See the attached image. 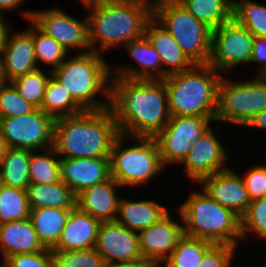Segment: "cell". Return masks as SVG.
<instances>
[{
  "label": "cell",
  "instance_id": "9a60e30c",
  "mask_svg": "<svg viewBox=\"0 0 266 267\" xmlns=\"http://www.w3.org/2000/svg\"><path fill=\"white\" fill-rule=\"evenodd\" d=\"M211 127L199 138L186 158L180 163L190 181L198 183L203 177L226 170L228 153Z\"/></svg>",
  "mask_w": 266,
  "mask_h": 267
},
{
  "label": "cell",
  "instance_id": "681fc988",
  "mask_svg": "<svg viewBox=\"0 0 266 267\" xmlns=\"http://www.w3.org/2000/svg\"><path fill=\"white\" fill-rule=\"evenodd\" d=\"M7 81L2 74L1 58H0V91Z\"/></svg>",
  "mask_w": 266,
  "mask_h": 267
},
{
  "label": "cell",
  "instance_id": "7dc6e473",
  "mask_svg": "<svg viewBox=\"0 0 266 267\" xmlns=\"http://www.w3.org/2000/svg\"><path fill=\"white\" fill-rule=\"evenodd\" d=\"M26 0H0V14L3 15L5 11H16Z\"/></svg>",
  "mask_w": 266,
  "mask_h": 267
},
{
  "label": "cell",
  "instance_id": "ac0fdd59",
  "mask_svg": "<svg viewBox=\"0 0 266 267\" xmlns=\"http://www.w3.org/2000/svg\"><path fill=\"white\" fill-rule=\"evenodd\" d=\"M231 167L203 177L197 184L213 200L233 211L240 218L246 212L249 199L245 181Z\"/></svg>",
  "mask_w": 266,
  "mask_h": 267
},
{
  "label": "cell",
  "instance_id": "603a6c76",
  "mask_svg": "<svg viewBox=\"0 0 266 267\" xmlns=\"http://www.w3.org/2000/svg\"><path fill=\"white\" fill-rule=\"evenodd\" d=\"M101 221L80 210L70 211L57 245L52 250L76 251L95 248Z\"/></svg>",
  "mask_w": 266,
  "mask_h": 267
},
{
  "label": "cell",
  "instance_id": "b9f144b4",
  "mask_svg": "<svg viewBox=\"0 0 266 267\" xmlns=\"http://www.w3.org/2000/svg\"><path fill=\"white\" fill-rule=\"evenodd\" d=\"M232 245H213L203 256L198 267H232L235 251Z\"/></svg>",
  "mask_w": 266,
  "mask_h": 267
},
{
  "label": "cell",
  "instance_id": "52a82bcc",
  "mask_svg": "<svg viewBox=\"0 0 266 267\" xmlns=\"http://www.w3.org/2000/svg\"><path fill=\"white\" fill-rule=\"evenodd\" d=\"M127 139L133 142L132 146L127 145ZM110 168L111 177L122 189L125 186L140 188L166 169L154 137H128L122 134L113 143Z\"/></svg>",
  "mask_w": 266,
  "mask_h": 267
},
{
  "label": "cell",
  "instance_id": "d6a6232c",
  "mask_svg": "<svg viewBox=\"0 0 266 267\" xmlns=\"http://www.w3.org/2000/svg\"><path fill=\"white\" fill-rule=\"evenodd\" d=\"M30 213L26 190L0 185V225L27 219Z\"/></svg>",
  "mask_w": 266,
  "mask_h": 267
},
{
  "label": "cell",
  "instance_id": "f5cc1de1",
  "mask_svg": "<svg viewBox=\"0 0 266 267\" xmlns=\"http://www.w3.org/2000/svg\"><path fill=\"white\" fill-rule=\"evenodd\" d=\"M79 1L81 4L85 3V2H89V0H77Z\"/></svg>",
  "mask_w": 266,
  "mask_h": 267
},
{
  "label": "cell",
  "instance_id": "ab89813d",
  "mask_svg": "<svg viewBox=\"0 0 266 267\" xmlns=\"http://www.w3.org/2000/svg\"><path fill=\"white\" fill-rule=\"evenodd\" d=\"M7 267H55L51 249L36 253L9 256L4 260Z\"/></svg>",
  "mask_w": 266,
  "mask_h": 267
},
{
  "label": "cell",
  "instance_id": "4fadbf2b",
  "mask_svg": "<svg viewBox=\"0 0 266 267\" xmlns=\"http://www.w3.org/2000/svg\"><path fill=\"white\" fill-rule=\"evenodd\" d=\"M22 18L31 20L43 33L54 38L69 54L91 51L88 39V20L80 21L66 11L54 6L43 10H23ZM79 50V51H78Z\"/></svg>",
  "mask_w": 266,
  "mask_h": 267
},
{
  "label": "cell",
  "instance_id": "3957f363",
  "mask_svg": "<svg viewBox=\"0 0 266 267\" xmlns=\"http://www.w3.org/2000/svg\"><path fill=\"white\" fill-rule=\"evenodd\" d=\"M120 135L110 108L55 119L53 148L62 158H110Z\"/></svg>",
  "mask_w": 266,
  "mask_h": 267
},
{
  "label": "cell",
  "instance_id": "e0dca14e",
  "mask_svg": "<svg viewBox=\"0 0 266 267\" xmlns=\"http://www.w3.org/2000/svg\"><path fill=\"white\" fill-rule=\"evenodd\" d=\"M26 30L7 33L4 47L1 51L2 74L7 82L38 69L33 42V22Z\"/></svg>",
  "mask_w": 266,
  "mask_h": 267
},
{
  "label": "cell",
  "instance_id": "484cf974",
  "mask_svg": "<svg viewBox=\"0 0 266 267\" xmlns=\"http://www.w3.org/2000/svg\"><path fill=\"white\" fill-rule=\"evenodd\" d=\"M71 210L51 207L31 209L29 218L44 248L52 250L57 245Z\"/></svg>",
  "mask_w": 266,
  "mask_h": 267
},
{
  "label": "cell",
  "instance_id": "30bf717a",
  "mask_svg": "<svg viewBox=\"0 0 266 267\" xmlns=\"http://www.w3.org/2000/svg\"><path fill=\"white\" fill-rule=\"evenodd\" d=\"M253 40L254 35L232 17L212 30L210 58L207 64L223 75H228L238 65H249Z\"/></svg>",
  "mask_w": 266,
  "mask_h": 267
},
{
  "label": "cell",
  "instance_id": "7c38bea8",
  "mask_svg": "<svg viewBox=\"0 0 266 267\" xmlns=\"http://www.w3.org/2000/svg\"><path fill=\"white\" fill-rule=\"evenodd\" d=\"M54 122L36 108L24 116L0 118V134L6 148L45 150L53 147Z\"/></svg>",
  "mask_w": 266,
  "mask_h": 267
},
{
  "label": "cell",
  "instance_id": "f907efd6",
  "mask_svg": "<svg viewBox=\"0 0 266 267\" xmlns=\"http://www.w3.org/2000/svg\"><path fill=\"white\" fill-rule=\"evenodd\" d=\"M6 149L3 138L1 137L0 134V158L2 157V155L4 154V150Z\"/></svg>",
  "mask_w": 266,
  "mask_h": 267
},
{
  "label": "cell",
  "instance_id": "f546056e",
  "mask_svg": "<svg viewBox=\"0 0 266 267\" xmlns=\"http://www.w3.org/2000/svg\"><path fill=\"white\" fill-rule=\"evenodd\" d=\"M40 109L54 119L79 114L84 111L52 75L47 82Z\"/></svg>",
  "mask_w": 266,
  "mask_h": 267
},
{
  "label": "cell",
  "instance_id": "4316f807",
  "mask_svg": "<svg viewBox=\"0 0 266 267\" xmlns=\"http://www.w3.org/2000/svg\"><path fill=\"white\" fill-rule=\"evenodd\" d=\"M31 209L76 207L77 195L62 181L54 184H29L26 187Z\"/></svg>",
  "mask_w": 266,
  "mask_h": 267
},
{
  "label": "cell",
  "instance_id": "8992f818",
  "mask_svg": "<svg viewBox=\"0 0 266 267\" xmlns=\"http://www.w3.org/2000/svg\"><path fill=\"white\" fill-rule=\"evenodd\" d=\"M191 190L177 208L182 216L184 234L215 245L237 246L242 240L241 218L213 200L200 187Z\"/></svg>",
  "mask_w": 266,
  "mask_h": 267
},
{
  "label": "cell",
  "instance_id": "9c48e42d",
  "mask_svg": "<svg viewBox=\"0 0 266 267\" xmlns=\"http://www.w3.org/2000/svg\"><path fill=\"white\" fill-rule=\"evenodd\" d=\"M161 23L194 64H207L211 51L212 29L196 19L178 1L166 2L153 9Z\"/></svg>",
  "mask_w": 266,
  "mask_h": 267
},
{
  "label": "cell",
  "instance_id": "ba28073f",
  "mask_svg": "<svg viewBox=\"0 0 266 267\" xmlns=\"http://www.w3.org/2000/svg\"><path fill=\"white\" fill-rule=\"evenodd\" d=\"M223 75L217 98L215 123L245 126L258 112L266 109V76L233 81ZM229 79V80H228Z\"/></svg>",
  "mask_w": 266,
  "mask_h": 267
},
{
  "label": "cell",
  "instance_id": "277c9868",
  "mask_svg": "<svg viewBox=\"0 0 266 267\" xmlns=\"http://www.w3.org/2000/svg\"><path fill=\"white\" fill-rule=\"evenodd\" d=\"M103 56L94 51L75 53L74 57L69 54L64 62L51 71V75L83 110L110 108L112 66ZM100 95L104 100L99 99Z\"/></svg>",
  "mask_w": 266,
  "mask_h": 267
},
{
  "label": "cell",
  "instance_id": "8d00e7d4",
  "mask_svg": "<svg viewBox=\"0 0 266 267\" xmlns=\"http://www.w3.org/2000/svg\"><path fill=\"white\" fill-rule=\"evenodd\" d=\"M249 232L254 233L258 240L266 243V197L251 201L241 217L242 240H248Z\"/></svg>",
  "mask_w": 266,
  "mask_h": 267
},
{
  "label": "cell",
  "instance_id": "e575fe53",
  "mask_svg": "<svg viewBox=\"0 0 266 267\" xmlns=\"http://www.w3.org/2000/svg\"><path fill=\"white\" fill-rule=\"evenodd\" d=\"M33 42L38 68L40 64L43 63L44 65H48V67L50 66L49 70L53 71L64 62L69 55L54 38L43 33L34 23Z\"/></svg>",
  "mask_w": 266,
  "mask_h": 267
},
{
  "label": "cell",
  "instance_id": "ffe728a7",
  "mask_svg": "<svg viewBox=\"0 0 266 267\" xmlns=\"http://www.w3.org/2000/svg\"><path fill=\"white\" fill-rule=\"evenodd\" d=\"M136 65L126 64L111 67V77L162 80L161 57L145 35L123 46ZM140 67H139V66Z\"/></svg>",
  "mask_w": 266,
  "mask_h": 267
},
{
  "label": "cell",
  "instance_id": "60d3db41",
  "mask_svg": "<svg viewBox=\"0 0 266 267\" xmlns=\"http://www.w3.org/2000/svg\"><path fill=\"white\" fill-rule=\"evenodd\" d=\"M242 177L251 201L266 197V165L258 164L248 167Z\"/></svg>",
  "mask_w": 266,
  "mask_h": 267
},
{
  "label": "cell",
  "instance_id": "7a4b0ae2",
  "mask_svg": "<svg viewBox=\"0 0 266 267\" xmlns=\"http://www.w3.org/2000/svg\"><path fill=\"white\" fill-rule=\"evenodd\" d=\"M83 5L90 9L86 16L91 51L100 54L142 37L153 16V10L138 0H91Z\"/></svg>",
  "mask_w": 266,
  "mask_h": 267
},
{
  "label": "cell",
  "instance_id": "bcb514c9",
  "mask_svg": "<svg viewBox=\"0 0 266 267\" xmlns=\"http://www.w3.org/2000/svg\"><path fill=\"white\" fill-rule=\"evenodd\" d=\"M105 267H154V266L147 260L141 259L133 262L106 263Z\"/></svg>",
  "mask_w": 266,
  "mask_h": 267
},
{
  "label": "cell",
  "instance_id": "d590c367",
  "mask_svg": "<svg viewBox=\"0 0 266 267\" xmlns=\"http://www.w3.org/2000/svg\"><path fill=\"white\" fill-rule=\"evenodd\" d=\"M50 76L51 71L49 69L45 73L42 68H38L33 72L10 81V83L26 101L36 108H40Z\"/></svg>",
  "mask_w": 266,
  "mask_h": 267
},
{
  "label": "cell",
  "instance_id": "2e32d148",
  "mask_svg": "<svg viewBox=\"0 0 266 267\" xmlns=\"http://www.w3.org/2000/svg\"><path fill=\"white\" fill-rule=\"evenodd\" d=\"M106 263L133 262L143 259L138 232L115 221H102L94 248Z\"/></svg>",
  "mask_w": 266,
  "mask_h": 267
},
{
  "label": "cell",
  "instance_id": "74e56055",
  "mask_svg": "<svg viewBox=\"0 0 266 267\" xmlns=\"http://www.w3.org/2000/svg\"><path fill=\"white\" fill-rule=\"evenodd\" d=\"M55 267H105L104 258L94 249L52 250Z\"/></svg>",
  "mask_w": 266,
  "mask_h": 267
},
{
  "label": "cell",
  "instance_id": "6da1fadb",
  "mask_svg": "<svg viewBox=\"0 0 266 267\" xmlns=\"http://www.w3.org/2000/svg\"><path fill=\"white\" fill-rule=\"evenodd\" d=\"M110 109L128 137H155L171 117L163 80L111 77Z\"/></svg>",
  "mask_w": 266,
  "mask_h": 267
},
{
  "label": "cell",
  "instance_id": "1f68e13d",
  "mask_svg": "<svg viewBox=\"0 0 266 267\" xmlns=\"http://www.w3.org/2000/svg\"><path fill=\"white\" fill-rule=\"evenodd\" d=\"M60 157L53 147L31 151L29 184H54L60 180Z\"/></svg>",
  "mask_w": 266,
  "mask_h": 267
},
{
  "label": "cell",
  "instance_id": "d4e9b609",
  "mask_svg": "<svg viewBox=\"0 0 266 267\" xmlns=\"http://www.w3.org/2000/svg\"><path fill=\"white\" fill-rule=\"evenodd\" d=\"M160 203L151 199L134 201L120 197L116 221L132 231L140 232L169 211L168 207Z\"/></svg>",
  "mask_w": 266,
  "mask_h": 267
},
{
  "label": "cell",
  "instance_id": "7402d4cb",
  "mask_svg": "<svg viewBox=\"0 0 266 267\" xmlns=\"http://www.w3.org/2000/svg\"><path fill=\"white\" fill-rule=\"evenodd\" d=\"M117 187L122 188L113 177L88 187L77 194L76 206L101 222L115 221L121 197Z\"/></svg>",
  "mask_w": 266,
  "mask_h": 267
},
{
  "label": "cell",
  "instance_id": "ee69618b",
  "mask_svg": "<svg viewBox=\"0 0 266 267\" xmlns=\"http://www.w3.org/2000/svg\"><path fill=\"white\" fill-rule=\"evenodd\" d=\"M245 126L249 128L266 130V109L255 114Z\"/></svg>",
  "mask_w": 266,
  "mask_h": 267
},
{
  "label": "cell",
  "instance_id": "836d02e7",
  "mask_svg": "<svg viewBox=\"0 0 266 267\" xmlns=\"http://www.w3.org/2000/svg\"><path fill=\"white\" fill-rule=\"evenodd\" d=\"M232 17L254 36L266 37V5L254 0H233Z\"/></svg>",
  "mask_w": 266,
  "mask_h": 267
},
{
  "label": "cell",
  "instance_id": "816d5d0a",
  "mask_svg": "<svg viewBox=\"0 0 266 267\" xmlns=\"http://www.w3.org/2000/svg\"><path fill=\"white\" fill-rule=\"evenodd\" d=\"M0 267H7L4 261H0Z\"/></svg>",
  "mask_w": 266,
  "mask_h": 267
},
{
  "label": "cell",
  "instance_id": "7bdbcfd3",
  "mask_svg": "<svg viewBox=\"0 0 266 267\" xmlns=\"http://www.w3.org/2000/svg\"><path fill=\"white\" fill-rule=\"evenodd\" d=\"M252 63L259 66L257 73L254 75L266 76V37L254 36L250 59V64Z\"/></svg>",
  "mask_w": 266,
  "mask_h": 267
},
{
  "label": "cell",
  "instance_id": "5b68a950",
  "mask_svg": "<svg viewBox=\"0 0 266 267\" xmlns=\"http://www.w3.org/2000/svg\"><path fill=\"white\" fill-rule=\"evenodd\" d=\"M223 74L208 64L168 75L165 82L170 116L215 117Z\"/></svg>",
  "mask_w": 266,
  "mask_h": 267
},
{
  "label": "cell",
  "instance_id": "44dd1931",
  "mask_svg": "<svg viewBox=\"0 0 266 267\" xmlns=\"http://www.w3.org/2000/svg\"><path fill=\"white\" fill-rule=\"evenodd\" d=\"M144 35L161 57L162 80L168 75L186 71L195 65L166 28L153 16L146 22Z\"/></svg>",
  "mask_w": 266,
  "mask_h": 267
},
{
  "label": "cell",
  "instance_id": "d6986e66",
  "mask_svg": "<svg viewBox=\"0 0 266 267\" xmlns=\"http://www.w3.org/2000/svg\"><path fill=\"white\" fill-rule=\"evenodd\" d=\"M60 180L76 195L111 177L110 158H62Z\"/></svg>",
  "mask_w": 266,
  "mask_h": 267
},
{
  "label": "cell",
  "instance_id": "f35d334b",
  "mask_svg": "<svg viewBox=\"0 0 266 267\" xmlns=\"http://www.w3.org/2000/svg\"><path fill=\"white\" fill-rule=\"evenodd\" d=\"M35 109L10 82L5 83L0 91V118L24 116Z\"/></svg>",
  "mask_w": 266,
  "mask_h": 267
},
{
  "label": "cell",
  "instance_id": "f1b7e54d",
  "mask_svg": "<svg viewBox=\"0 0 266 267\" xmlns=\"http://www.w3.org/2000/svg\"><path fill=\"white\" fill-rule=\"evenodd\" d=\"M178 2L212 30L232 18L233 0H179Z\"/></svg>",
  "mask_w": 266,
  "mask_h": 267
},
{
  "label": "cell",
  "instance_id": "4dcf8cb0",
  "mask_svg": "<svg viewBox=\"0 0 266 267\" xmlns=\"http://www.w3.org/2000/svg\"><path fill=\"white\" fill-rule=\"evenodd\" d=\"M213 245L209 241L184 234L171 255L156 267H198L204 254Z\"/></svg>",
  "mask_w": 266,
  "mask_h": 267
},
{
  "label": "cell",
  "instance_id": "5bb4252c",
  "mask_svg": "<svg viewBox=\"0 0 266 267\" xmlns=\"http://www.w3.org/2000/svg\"><path fill=\"white\" fill-rule=\"evenodd\" d=\"M169 210L157 222L138 232L139 247L143 259L154 267L161 265L173 252L177 242L184 235L182 216L174 220ZM180 222V223H179Z\"/></svg>",
  "mask_w": 266,
  "mask_h": 267
},
{
  "label": "cell",
  "instance_id": "8fae6325",
  "mask_svg": "<svg viewBox=\"0 0 266 267\" xmlns=\"http://www.w3.org/2000/svg\"><path fill=\"white\" fill-rule=\"evenodd\" d=\"M210 122L215 123V117L171 116L164 129L154 137L163 165L180 164L211 128Z\"/></svg>",
  "mask_w": 266,
  "mask_h": 267
},
{
  "label": "cell",
  "instance_id": "83f0119b",
  "mask_svg": "<svg viewBox=\"0 0 266 267\" xmlns=\"http://www.w3.org/2000/svg\"><path fill=\"white\" fill-rule=\"evenodd\" d=\"M31 151L6 148L0 158V180L7 187L26 190L29 185V160Z\"/></svg>",
  "mask_w": 266,
  "mask_h": 267
},
{
  "label": "cell",
  "instance_id": "cb8c5ba5",
  "mask_svg": "<svg viewBox=\"0 0 266 267\" xmlns=\"http://www.w3.org/2000/svg\"><path fill=\"white\" fill-rule=\"evenodd\" d=\"M44 249L30 218L14 220L0 225L1 261L16 254L36 253Z\"/></svg>",
  "mask_w": 266,
  "mask_h": 267
},
{
  "label": "cell",
  "instance_id": "c3c4849f",
  "mask_svg": "<svg viewBox=\"0 0 266 267\" xmlns=\"http://www.w3.org/2000/svg\"><path fill=\"white\" fill-rule=\"evenodd\" d=\"M138 1L148 5L153 10L156 6H158V5L162 4V3L176 2V1H179V0H138Z\"/></svg>",
  "mask_w": 266,
  "mask_h": 267
},
{
  "label": "cell",
  "instance_id": "f6af8a7d",
  "mask_svg": "<svg viewBox=\"0 0 266 267\" xmlns=\"http://www.w3.org/2000/svg\"><path fill=\"white\" fill-rule=\"evenodd\" d=\"M12 24L9 23L7 17L0 14V54L5 44V39L8 31L12 28Z\"/></svg>",
  "mask_w": 266,
  "mask_h": 267
}]
</instances>
